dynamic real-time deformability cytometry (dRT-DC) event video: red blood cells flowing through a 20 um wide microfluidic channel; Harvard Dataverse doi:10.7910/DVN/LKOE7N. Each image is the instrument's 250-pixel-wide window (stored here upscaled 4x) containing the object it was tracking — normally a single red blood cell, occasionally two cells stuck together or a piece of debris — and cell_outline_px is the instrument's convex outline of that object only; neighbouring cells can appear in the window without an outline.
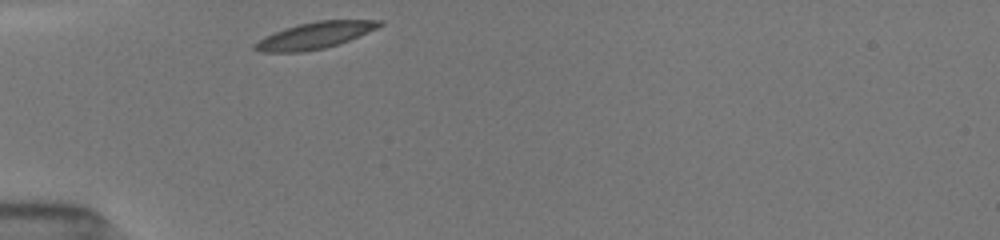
{"species": "common noctule bat (a hibernating species)", "species_latin": "Nyctalus noctula", "temperature_condition": "room temperature", "stored_images_in_passage": 45, "camera_frame_rate_fps": 3000, "um_per_image_px": 0.085, "animal": {"sex": "female", "body_mass_g": 19.5, "forearm_length_mm": 54.1}, "frame": {"image": 1, "passage_image": 1, "time_ms": 0.0, "image_size_px": [1000, 240], "cell_outline_px": [[384, 24], [376, 28], [348, 40], [324, 48], [300, 52], [260, 52], [252, 48], [252, 44], [264, 36], [284, 28], [316, 20], [384, 20]], "centroid_in_image_um": [26.7, 3.01], "position_along_channel_um": 58.3, "area_um2": 19.13}}
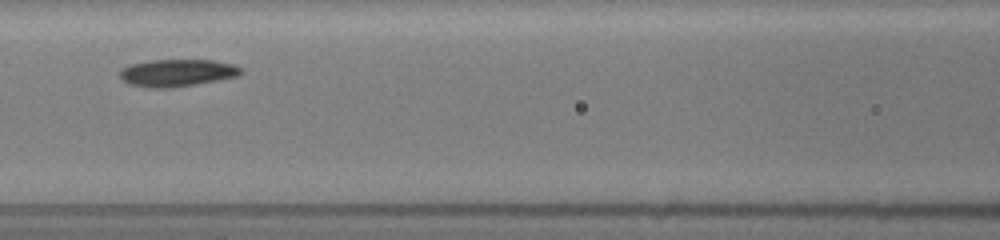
{"frame": {"image": 2, "passage_image": 18, "time_ms": 2.667, "image_size_px": [1000, 240], "cell_outline_px": [[244, 72], [240, 76], [196, 84], [172, 88], [148, 88], [128, 84], [120, 76], [120, 68], [128, 64], [152, 60], [212, 60], [232, 64], [240, 68]], "centroid_in_image_um": [15.04, 6.19], "position_along_channel_um": 151.6, "area_um2": 19.42}}
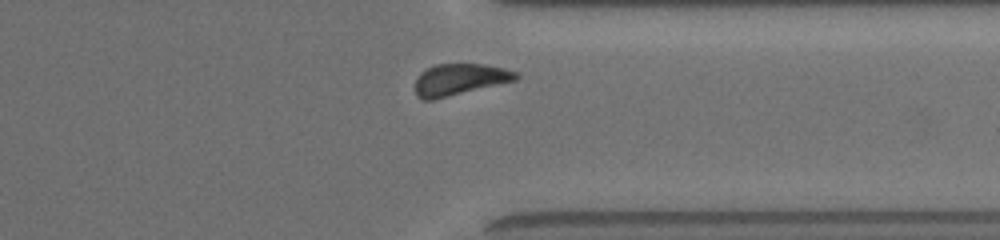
{"frame": {"image": 3, "passage_image": 40, "time_ms": 8.333, "image_size_px": [1000, 240], "cell_outline_px": [[520, 76], [516, 80], [432, 100], [420, 100], [416, 96], [416, 80], [420, 72], [436, 64], [484, 64], [504, 68], [516, 72]], "centroid_in_image_um": [39.05, 6.75], "position_along_channel_um": 372.4, "area_um2": 18.38}, "authors_computed_cell_mechanics": {"area_um2": 19.1318, "velocity_mm_per_s": 3.8963, "shape_relaxation_time_tau1_ms": 6.5805, "shape_relaxation_time_tau2_ms": null, "deformation_change_tau1": 0.1836, "deformation_change_tau2": null}}